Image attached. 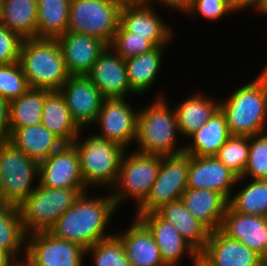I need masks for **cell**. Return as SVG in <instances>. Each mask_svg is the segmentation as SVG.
I'll list each match as a JSON object with an SVG mask.
<instances>
[{
	"mask_svg": "<svg viewBox=\"0 0 267 266\" xmlns=\"http://www.w3.org/2000/svg\"><path fill=\"white\" fill-rule=\"evenodd\" d=\"M86 194L83 193L48 231L54 237L76 243L85 250L112 236L105 235V230L117 208L111 195L91 199Z\"/></svg>",
	"mask_w": 267,
	"mask_h": 266,
	"instance_id": "1",
	"label": "cell"
},
{
	"mask_svg": "<svg viewBox=\"0 0 267 266\" xmlns=\"http://www.w3.org/2000/svg\"><path fill=\"white\" fill-rule=\"evenodd\" d=\"M231 136H254L266 131L267 72H262L250 83L239 87L220 103Z\"/></svg>",
	"mask_w": 267,
	"mask_h": 266,
	"instance_id": "2",
	"label": "cell"
},
{
	"mask_svg": "<svg viewBox=\"0 0 267 266\" xmlns=\"http://www.w3.org/2000/svg\"><path fill=\"white\" fill-rule=\"evenodd\" d=\"M18 62L30 88L59 91L70 76L57 39H23Z\"/></svg>",
	"mask_w": 267,
	"mask_h": 266,
	"instance_id": "3",
	"label": "cell"
},
{
	"mask_svg": "<svg viewBox=\"0 0 267 266\" xmlns=\"http://www.w3.org/2000/svg\"><path fill=\"white\" fill-rule=\"evenodd\" d=\"M162 97H157L149 107L138 111V151L160 156L182 154L186 145L175 147L176 133H179L175 109L170 111Z\"/></svg>",
	"mask_w": 267,
	"mask_h": 266,
	"instance_id": "4",
	"label": "cell"
},
{
	"mask_svg": "<svg viewBox=\"0 0 267 266\" xmlns=\"http://www.w3.org/2000/svg\"><path fill=\"white\" fill-rule=\"evenodd\" d=\"M86 188H45L37 184L35 190L19 205L25 233L44 232L85 193Z\"/></svg>",
	"mask_w": 267,
	"mask_h": 266,
	"instance_id": "5",
	"label": "cell"
},
{
	"mask_svg": "<svg viewBox=\"0 0 267 266\" xmlns=\"http://www.w3.org/2000/svg\"><path fill=\"white\" fill-rule=\"evenodd\" d=\"M78 141L77 137L73 144L80 157L81 172L86 187L108 185V188L112 189L118 178L125 148L98 135L87 137L82 142Z\"/></svg>",
	"mask_w": 267,
	"mask_h": 266,
	"instance_id": "6",
	"label": "cell"
},
{
	"mask_svg": "<svg viewBox=\"0 0 267 266\" xmlns=\"http://www.w3.org/2000/svg\"><path fill=\"white\" fill-rule=\"evenodd\" d=\"M39 162L27 156L8 140L0 142V202L18 206L34 190Z\"/></svg>",
	"mask_w": 267,
	"mask_h": 266,
	"instance_id": "7",
	"label": "cell"
},
{
	"mask_svg": "<svg viewBox=\"0 0 267 266\" xmlns=\"http://www.w3.org/2000/svg\"><path fill=\"white\" fill-rule=\"evenodd\" d=\"M122 6L118 0H71L68 31L96 37L109 46Z\"/></svg>",
	"mask_w": 267,
	"mask_h": 266,
	"instance_id": "8",
	"label": "cell"
},
{
	"mask_svg": "<svg viewBox=\"0 0 267 266\" xmlns=\"http://www.w3.org/2000/svg\"><path fill=\"white\" fill-rule=\"evenodd\" d=\"M162 156L134 152L130 156L124 152L117 181L111 193L116 207L131 197L141 204L148 196L161 165ZM117 188V189H116Z\"/></svg>",
	"mask_w": 267,
	"mask_h": 266,
	"instance_id": "9",
	"label": "cell"
},
{
	"mask_svg": "<svg viewBox=\"0 0 267 266\" xmlns=\"http://www.w3.org/2000/svg\"><path fill=\"white\" fill-rule=\"evenodd\" d=\"M189 163L190 155L185 153L162 156L157 178L137 213L155 212L162 205L181 199L187 189Z\"/></svg>",
	"mask_w": 267,
	"mask_h": 266,
	"instance_id": "10",
	"label": "cell"
},
{
	"mask_svg": "<svg viewBox=\"0 0 267 266\" xmlns=\"http://www.w3.org/2000/svg\"><path fill=\"white\" fill-rule=\"evenodd\" d=\"M26 239V257L35 266H82L86 250L71 241L54 237L48 231L33 232Z\"/></svg>",
	"mask_w": 267,
	"mask_h": 266,
	"instance_id": "11",
	"label": "cell"
},
{
	"mask_svg": "<svg viewBox=\"0 0 267 266\" xmlns=\"http://www.w3.org/2000/svg\"><path fill=\"white\" fill-rule=\"evenodd\" d=\"M39 185L45 188H87L83 181L80 157L73 143H64L39 162Z\"/></svg>",
	"mask_w": 267,
	"mask_h": 266,
	"instance_id": "12",
	"label": "cell"
},
{
	"mask_svg": "<svg viewBox=\"0 0 267 266\" xmlns=\"http://www.w3.org/2000/svg\"><path fill=\"white\" fill-rule=\"evenodd\" d=\"M125 98H105L94 123H99L100 133L106 140L126 146L137 137L138 111ZM137 111V112H136Z\"/></svg>",
	"mask_w": 267,
	"mask_h": 266,
	"instance_id": "13",
	"label": "cell"
},
{
	"mask_svg": "<svg viewBox=\"0 0 267 266\" xmlns=\"http://www.w3.org/2000/svg\"><path fill=\"white\" fill-rule=\"evenodd\" d=\"M59 91L80 129L95 122L105 97L86 75L69 76Z\"/></svg>",
	"mask_w": 267,
	"mask_h": 266,
	"instance_id": "14",
	"label": "cell"
},
{
	"mask_svg": "<svg viewBox=\"0 0 267 266\" xmlns=\"http://www.w3.org/2000/svg\"><path fill=\"white\" fill-rule=\"evenodd\" d=\"M149 4H123L119 25L125 31L134 33V36L145 37L156 47L165 46L172 37V30Z\"/></svg>",
	"mask_w": 267,
	"mask_h": 266,
	"instance_id": "15",
	"label": "cell"
},
{
	"mask_svg": "<svg viewBox=\"0 0 267 266\" xmlns=\"http://www.w3.org/2000/svg\"><path fill=\"white\" fill-rule=\"evenodd\" d=\"M105 98H124L134 93L128 82L125 60L107 46L86 75Z\"/></svg>",
	"mask_w": 267,
	"mask_h": 266,
	"instance_id": "16",
	"label": "cell"
},
{
	"mask_svg": "<svg viewBox=\"0 0 267 266\" xmlns=\"http://www.w3.org/2000/svg\"><path fill=\"white\" fill-rule=\"evenodd\" d=\"M70 76L87 75L107 45L100 39L67 31L57 38Z\"/></svg>",
	"mask_w": 267,
	"mask_h": 266,
	"instance_id": "17",
	"label": "cell"
},
{
	"mask_svg": "<svg viewBox=\"0 0 267 266\" xmlns=\"http://www.w3.org/2000/svg\"><path fill=\"white\" fill-rule=\"evenodd\" d=\"M238 177L215 156L198 157L190 155L187 188L208 189L231 198V187Z\"/></svg>",
	"mask_w": 267,
	"mask_h": 266,
	"instance_id": "18",
	"label": "cell"
},
{
	"mask_svg": "<svg viewBox=\"0 0 267 266\" xmlns=\"http://www.w3.org/2000/svg\"><path fill=\"white\" fill-rule=\"evenodd\" d=\"M220 230L226 236L239 240L262 258H267V217L242 214L229 205Z\"/></svg>",
	"mask_w": 267,
	"mask_h": 266,
	"instance_id": "19",
	"label": "cell"
},
{
	"mask_svg": "<svg viewBox=\"0 0 267 266\" xmlns=\"http://www.w3.org/2000/svg\"><path fill=\"white\" fill-rule=\"evenodd\" d=\"M136 214L151 231L166 266H178L186 252L190 257L196 252L173 224L162 219L156 212Z\"/></svg>",
	"mask_w": 267,
	"mask_h": 266,
	"instance_id": "20",
	"label": "cell"
},
{
	"mask_svg": "<svg viewBox=\"0 0 267 266\" xmlns=\"http://www.w3.org/2000/svg\"><path fill=\"white\" fill-rule=\"evenodd\" d=\"M186 210L203 223L211 232L220 229L229 200L208 189L187 188L181 197Z\"/></svg>",
	"mask_w": 267,
	"mask_h": 266,
	"instance_id": "21",
	"label": "cell"
},
{
	"mask_svg": "<svg viewBox=\"0 0 267 266\" xmlns=\"http://www.w3.org/2000/svg\"><path fill=\"white\" fill-rule=\"evenodd\" d=\"M214 266H258L262 257L239 240L226 236L220 229L210 232L203 250Z\"/></svg>",
	"mask_w": 267,
	"mask_h": 266,
	"instance_id": "22",
	"label": "cell"
},
{
	"mask_svg": "<svg viewBox=\"0 0 267 266\" xmlns=\"http://www.w3.org/2000/svg\"><path fill=\"white\" fill-rule=\"evenodd\" d=\"M119 237L131 266H166L148 227L138 218Z\"/></svg>",
	"mask_w": 267,
	"mask_h": 266,
	"instance_id": "23",
	"label": "cell"
},
{
	"mask_svg": "<svg viewBox=\"0 0 267 266\" xmlns=\"http://www.w3.org/2000/svg\"><path fill=\"white\" fill-rule=\"evenodd\" d=\"M8 141L38 162L49 157L64 144L59 137L42 124L10 128Z\"/></svg>",
	"mask_w": 267,
	"mask_h": 266,
	"instance_id": "24",
	"label": "cell"
},
{
	"mask_svg": "<svg viewBox=\"0 0 267 266\" xmlns=\"http://www.w3.org/2000/svg\"><path fill=\"white\" fill-rule=\"evenodd\" d=\"M155 212L162 219L173 224L196 251L204 250L211 231L186 210L181 199L164 204Z\"/></svg>",
	"mask_w": 267,
	"mask_h": 266,
	"instance_id": "25",
	"label": "cell"
},
{
	"mask_svg": "<svg viewBox=\"0 0 267 266\" xmlns=\"http://www.w3.org/2000/svg\"><path fill=\"white\" fill-rule=\"evenodd\" d=\"M189 137L193 141L184 147L183 153L198 157L215 156L231 137L224 112L219 108L206 124Z\"/></svg>",
	"mask_w": 267,
	"mask_h": 266,
	"instance_id": "26",
	"label": "cell"
},
{
	"mask_svg": "<svg viewBox=\"0 0 267 266\" xmlns=\"http://www.w3.org/2000/svg\"><path fill=\"white\" fill-rule=\"evenodd\" d=\"M41 124L64 143H73L80 129L73 121L69 108L60 91H50L43 101Z\"/></svg>",
	"mask_w": 267,
	"mask_h": 266,
	"instance_id": "27",
	"label": "cell"
},
{
	"mask_svg": "<svg viewBox=\"0 0 267 266\" xmlns=\"http://www.w3.org/2000/svg\"><path fill=\"white\" fill-rule=\"evenodd\" d=\"M0 23L22 39L36 38L37 0H2Z\"/></svg>",
	"mask_w": 267,
	"mask_h": 266,
	"instance_id": "28",
	"label": "cell"
},
{
	"mask_svg": "<svg viewBox=\"0 0 267 266\" xmlns=\"http://www.w3.org/2000/svg\"><path fill=\"white\" fill-rule=\"evenodd\" d=\"M220 108V102L196 94L180 103L175 109L179 133L188 138L206 124Z\"/></svg>",
	"mask_w": 267,
	"mask_h": 266,
	"instance_id": "29",
	"label": "cell"
},
{
	"mask_svg": "<svg viewBox=\"0 0 267 266\" xmlns=\"http://www.w3.org/2000/svg\"><path fill=\"white\" fill-rule=\"evenodd\" d=\"M71 0H37L36 38L57 39L68 31Z\"/></svg>",
	"mask_w": 267,
	"mask_h": 266,
	"instance_id": "30",
	"label": "cell"
},
{
	"mask_svg": "<svg viewBox=\"0 0 267 266\" xmlns=\"http://www.w3.org/2000/svg\"><path fill=\"white\" fill-rule=\"evenodd\" d=\"M165 46L125 59L128 82L135 94H141L150 88L161 66Z\"/></svg>",
	"mask_w": 267,
	"mask_h": 266,
	"instance_id": "31",
	"label": "cell"
},
{
	"mask_svg": "<svg viewBox=\"0 0 267 266\" xmlns=\"http://www.w3.org/2000/svg\"><path fill=\"white\" fill-rule=\"evenodd\" d=\"M49 92L45 89L29 88L22 96L10 101V128L41 124L43 101Z\"/></svg>",
	"mask_w": 267,
	"mask_h": 266,
	"instance_id": "32",
	"label": "cell"
},
{
	"mask_svg": "<svg viewBox=\"0 0 267 266\" xmlns=\"http://www.w3.org/2000/svg\"><path fill=\"white\" fill-rule=\"evenodd\" d=\"M28 236L23 228L19 207L0 202V249L4 250L14 261L20 246Z\"/></svg>",
	"mask_w": 267,
	"mask_h": 266,
	"instance_id": "33",
	"label": "cell"
},
{
	"mask_svg": "<svg viewBox=\"0 0 267 266\" xmlns=\"http://www.w3.org/2000/svg\"><path fill=\"white\" fill-rule=\"evenodd\" d=\"M229 205L242 214L267 217V180L252 179L230 198Z\"/></svg>",
	"mask_w": 267,
	"mask_h": 266,
	"instance_id": "34",
	"label": "cell"
},
{
	"mask_svg": "<svg viewBox=\"0 0 267 266\" xmlns=\"http://www.w3.org/2000/svg\"><path fill=\"white\" fill-rule=\"evenodd\" d=\"M215 157L238 178L243 177L249 159V137L231 136Z\"/></svg>",
	"mask_w": 267,
	"mask_h": 266,
	"instance_id": "35",
	"label": "cell"
},
{
	"mask_svg": "<svg viewBox=\"0 0 267 266\" xmlns=\"http://www.w3.org/2000/svg\"><path fill=\"white\" fill-rule=\"evenodd\" d=\"M88 253L93 255L95 266H131L118 234L98 241L86 250Z\"/></svg>",
	"mask_w": 267,
	"mask_h": 266,
	"instance_id": "36",
	"label": "cell"
},
{
	"mask_svg": "<svg viewBox=\"0 0 267 266\" xmlns=\"http://www.w3.org/2000/svg\"><path fill=\"white\" fill-rule=\"evenodd\" d=\"M250 176L256 180H267V132L249 137V159L243 177Z\"/></svg>",
	"mask_w": 267,
	"mask_h": 266,
	"instance_id": "37",
	"label": "cell"
},
{
	"mask_svg": "<svg viewBox=\"0 0 267 266\" xmlns=\"http://www.w3.org/2000/svg\"><path fill=\"white\" fill-rule=\"evenodd\" d=\"M29 88L19 62L0 65V97L10 102L22 96Z\"/></svg>",
	"mask_w": 267,
	"mask_h": 266,
	"instance_id": "38",
	"label": "cell"
},
{
	"mask_svg": "<svg viewBox=\"0 0 267 266\" xmlns=\"http://www.w3.org/2000/svg\"><path fill=\"white\" fill-rule=\"evenodd\" d=\"M109 47L122 59H127L153 50L156 46L145 37L134 36L120 25L114 34Z\"/></svg>",
	"mask_w": 267,
	"mask_h": 266,
	"instance_id": "39",
	"label": "cell"
},
{
	"mask_svg": "<svg viewBox=\"0 0 267 266\" xmlns=\"http://www.w3.org/2000/svg\"><path fill=\"white\" fill-rule=\"evenodd\" d=\"M179 10L192 15L198 13L209 20H217L233 11L227 0H188Z\"/></svg>",
	"mask_w": 267,
	"mask_h": 266,
	"instance_id": "40",
	"label": "cell"
},
{
	"mask_svg": "<svg viewBox=\"0 0 267 266\" xmlns=\"http://www.w3.org/2000/svg\"><path fill=\"white\" fill-rule=\"evenodd\" d=\"M23 39L0 23V65L19 61L20 47Z\"/></svg>",
	"mask_w": 267,
	"mask_h": 266,
	"instance_id": "41",
	"label": "cell"
},
{
	"mask_svg": "<svg viewBox=\"0 0 267 266\" xmlns=\"http://www.w3.org/2000/svg\"><path fill=\"white\" fill-rule=\"evenodd\" d=\"M9 109L10 102L0 97V142L8 140L10 136Z\"/></svg>",
	"mask_w": 267,
	"mask_h": 266,
	"instance_id": "42",
	"label": "cell"
},
{
	"mask_svg": "<svg viewBox=\"0 0 267 266\" xmlns=\"http://www.w3.org/2000/svg\"><path fill=\"white\" fill-rule=\"evenodd\" d=\"M265 0H227L229 7L233 11H238L248 7H255V9L262 13V8Z\"/></svg>",
	"mask_w": 267,
	"mask_h": 266,
	"instance_id": "43",
	"label": "cell"
},
{
	"mask_svg": "<svg viewBox=\"0 0 267 266\" xmlns=\"http://www.w3.org/2000/svg\"><path fill=\"white\" fill-rule=\"evenodd\" d=\"M192 266H214L213 261L204 251H196L192 255Z\"/></svg>",
	"mask_w": 267,
	"mask_h": 266,
	"instance_id": "44",
	"label": "cell"
},
{
	"mask_svg": "<svg viewBox=\"0 0 267 266\" xmlns=\"http://www.w3.org/2000/svg\"><path fill=\"white\" fill-rule=\"evenodd\" d=\"M152 0H150L151 3ZM158 3H163L162 5L168 6L171 9L179 10L188 0H157Z\"/></svg>",
	"mask_w": 267,
	"mask_h": 266,
	"instance_id": "45",
	"label": "cell"
},
{
	"mask_svg": "<svg viewBox=\"0 0 267 266\" xmlns=\"http://www.w3.org/2000/svg\"><path fill=\"white\" fill-rule=\"evenodd\" d=\"M14 260L2 249H0V266H10Z\"/></svg>",
	"mask_w": 267,
	"mask_h": 266,
	"instance_id": "46",
	"label": "cell"
},
{
	"mask_svg": "<svg viewBox=\"0 0 267 266\" xmlns=\"http://www.w3.org/2000/svg\"><path fill=\"white\" fill-rule=\"evenodd\" d=\"M123 4L150 3V0H118Z\"/></svg>",
	"mask_w": 267,
	"mask_h": 266,
	"instance_id": "47",
	"label": "cell"
},
{
	"mask_svg": "<svg viewBox=\"0 0 267 266\" xmlns=\"http://www.w3.org/2000/svg\"><path fill=\"white\" fill-rule=\"evenodd\" d=\"M24 259L25 260L22 262H20V261L17 262V259H16V266H35L26 257Z\"/></svg>",
	"mask_w": 267,
	"mask_h": 266,
	"instance_id": "48",
	"label": "cell"
},
{
	"mask_svg": "<svg viewBox=\"0 0 267 266\" xmlns=\"http://www.w3.org/2000/svg\"><path fill=\"white\" fill-rule=\"evenodd\" d=\"M258 266H267V258H262Z\"/></svg>",
	"mask_w": 267,
	"mask_h": 266,
	"instance_id": "49",
	"label": "cell"
},
{
	"mask_svg": "<svg viewBox=\"0 0 267 266\" xmlns=\"http://www.w3.org/2000/svg\"><path fill=\"white\" fill-rule=\"evenodd\" d=\"M262 13L267 14V0L264 1L263 8H262Z\"/></svg>",
	"mask_w": 267,
	"mask_h": 266,
	"instance_id": "50",
	"label": "cell"
},
{
	"mask_svg": "<svg viewBox=\"0 0 267 266\" xmlns=\"http://www.w3.org/2000/svg\"><path fill=\"white\" fill-rule=\"evenodd\" d=\"M10 266H16V261H14Z\"/></svg>",
	"mask_w": 267,
	"mask_h": 266,
	"instance_id": "51",
	"label": "cell"
},
{
	"mask_svg": "<svg viewBox=\"0 0 267 266\" xmlns=\"http://www.w3.org/2000/svg\"><path fill=\"white\" fill-rule=\"evenodd\" d=\"M1 7H2V0H0V12H1Z\"/></svg>",
	"mask_w": 267,
	"mask_h": 266,
	"instance_id": "52",
	"label": "cell"
}]
</instances>
